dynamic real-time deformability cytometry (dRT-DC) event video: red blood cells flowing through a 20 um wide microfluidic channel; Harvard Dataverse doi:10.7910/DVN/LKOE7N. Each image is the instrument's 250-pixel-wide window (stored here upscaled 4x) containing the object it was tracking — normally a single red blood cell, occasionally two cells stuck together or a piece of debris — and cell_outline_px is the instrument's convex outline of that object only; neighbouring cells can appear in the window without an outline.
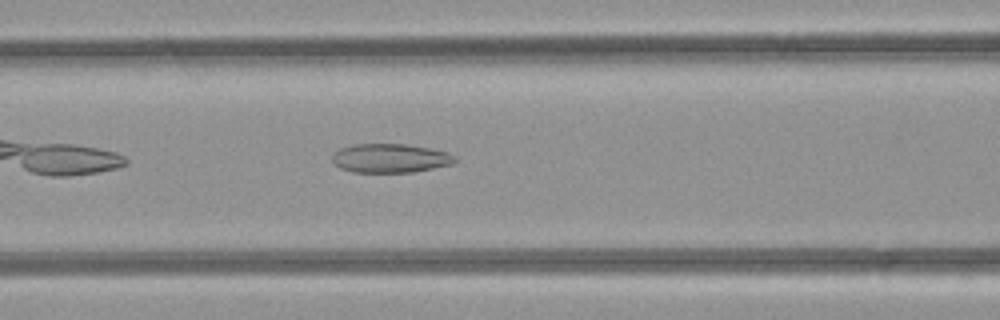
{"species": "common noctule bat (a hibernating species)", "species_latin": "Nyctalus noctula", "temperature_condition": "room temperature", "stored_images_in_passage": 31, "camera_frame_rate_fps": 3000, "um_per_image_px": 0.085, "animal": {"sex": "female", "body_mass_g": 21.9}, "frame": {"image": 1, "passage_image": 8, "time_ms": 2.333, "image_size_px": [1000, 320], "cell_outline_px": [[456, 160], [452, 164], [412, 172], [352, 172], [340, 168], [332, 164], [332, 156], [340, 148], [352, 144], [404, 144], [428, 148], [448, 152], [456, 156]], "centroid_in_image_um": [33.14, 13.45], "position_along_channel_um": 133.5, "area_um2": 20.69}}
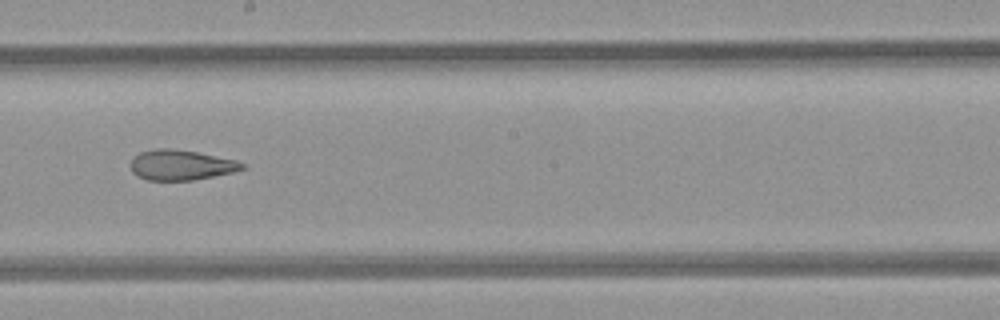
{"frame": {"image": 2, "passage_image": 15, "time_ms": 4.667, "image_size_px": [1000, 320], "cell_outline_px": [[244, 168], [232, 172], [192, 180], [148, 180], [136, 176], [132, 172], [132, 156], [140, 152], [156, 148], [168, 148], [196, 152], [236, 160], [244, 164]], "centroid_in_image_um": [15.33, 14.02], "position_along_channel_um": 232.9, "area_um2": 19.42}}
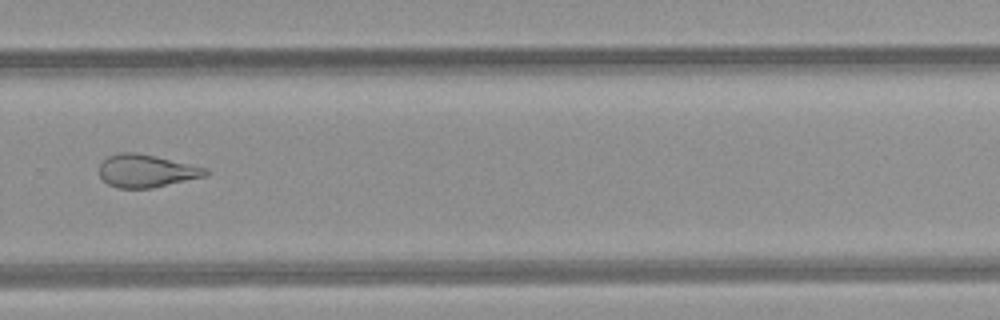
{"frame": {"image": 3, "passage_image": 21, "time_ms": 6.667, "image_size_px": [1000, 320], "cell_outline_px": [[212, 172], [204, 176], [152, 188], [116, 188], [108, 184], [100, 176], [100, 164], [108, 156], [120, 152], [136, 152], [156, 156], [208, 168]], "centroid_in_image_um": [12.45, 14.52], "position_along_channel_um": 317.3, "area_um2": 20.29}, "authors_computed_cell_mechanics": {"area_um2": 20.8658, "velocity_mm_per_s": 4.2509, "shape_relaxation_time_tau1_ms": null, "shape_relaxation_time_tau2_ms": 2.2681, "deformation_change_tau1": null, "deformation_change_tau2": 0.107}}